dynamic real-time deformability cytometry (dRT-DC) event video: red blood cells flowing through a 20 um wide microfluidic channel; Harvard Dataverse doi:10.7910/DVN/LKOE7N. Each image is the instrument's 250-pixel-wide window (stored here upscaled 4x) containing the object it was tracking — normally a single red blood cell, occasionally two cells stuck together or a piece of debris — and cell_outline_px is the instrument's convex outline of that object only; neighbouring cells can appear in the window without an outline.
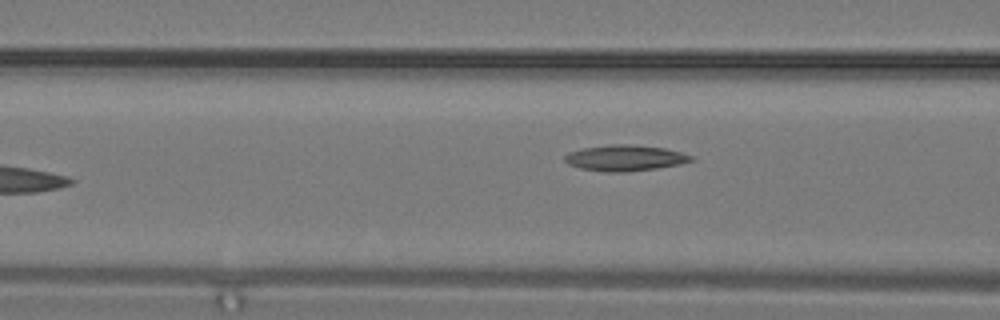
{"species": "common noctule bat (a hibernating species)", "species_latin": "Nyctalus noctula", "temperature_condition": "warm", "stored_images_in_passage": 12, "camera_frame_rate_fps": 3000, "um_per_image_px": 0.085, "animal": {"sex": "male", "body_mass_g": 19.2, "forearm_length_mm": 51.8}, "frame": {"image": 1, "passage_image": 12, "time_ms": 3.667, "image_size_px": [1000, 320], "cell_outline_px": [[696, 160], [680, 164], [656, 168], [624, 172], [604, 172], [580, 168], [568, 164], [564, 160], [564, 156], [568, 152], [584, 148], [608, 144], [628, 144], [664, 148], [680, 152], [692, 156]], "centroid_in_image_um": [53.11, 13.43], "position_along_channel_um": 113.5, "area_um2": 19.07}}